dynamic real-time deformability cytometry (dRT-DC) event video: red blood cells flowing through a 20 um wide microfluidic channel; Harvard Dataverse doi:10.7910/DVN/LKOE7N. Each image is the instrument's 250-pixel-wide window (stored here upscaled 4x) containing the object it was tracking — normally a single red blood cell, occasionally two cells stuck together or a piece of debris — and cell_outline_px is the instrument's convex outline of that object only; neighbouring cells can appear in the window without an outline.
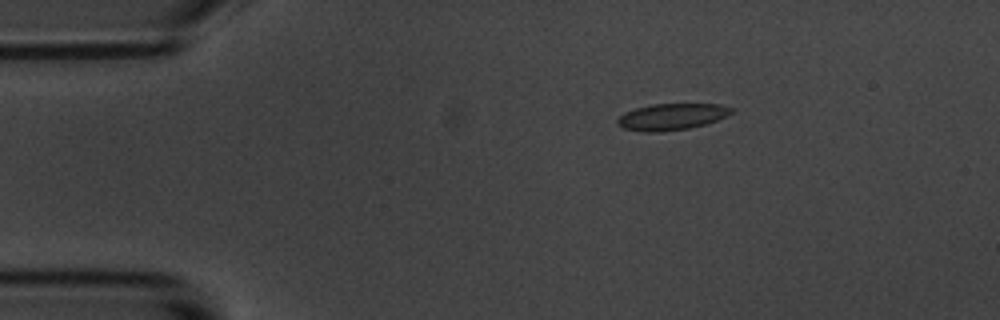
{"species": "common noctule bat (a hibernating species)", "species_latin": "Nyctalus noctula", "temperature_condition": "room temperature", "stored_images_in_passage": 5, "camera_frame_rate_fps": 3000, "um_per_image_px": 0.085, "animal": {"sex": "male", "body_mass_g": 20.1, "forearm_length_mm": 53.5}, "frame": {"image": 1, "passage_image": 3, "time_ms": 2.333, "image_size_px": [1000, 320], "cell_outline_px": [[736, 112], [716, 120], [704, 124], [688, 128], [656, 132], [640, 132], [624, 128], [616, 124], [616, 120], [624, 112], [636, 108], [652, 104], [720, 104], [732, 108]], "centroid_in_image_um": [57.07, 9.92], "position_along_channel_um": 27.9, "area_um2": 17.57}}